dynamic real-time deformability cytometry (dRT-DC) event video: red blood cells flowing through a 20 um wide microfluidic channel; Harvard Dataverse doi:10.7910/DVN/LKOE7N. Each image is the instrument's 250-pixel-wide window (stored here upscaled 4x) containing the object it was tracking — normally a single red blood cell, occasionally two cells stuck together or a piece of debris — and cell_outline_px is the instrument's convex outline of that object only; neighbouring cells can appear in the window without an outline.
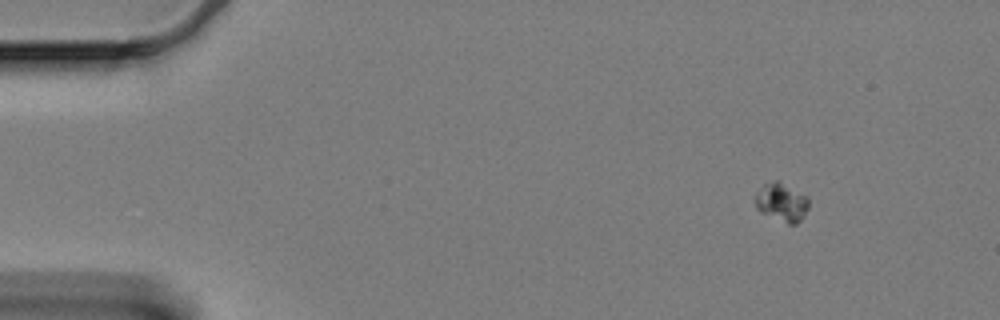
{"species": "Egyptian fruit bat (a non-hibernating species)", "species_latin": "Rousettus aegyptiacus", "temperature_condition": "cold", "stored_images_in_passage": 55, "camera_frame_rate_fps": 3000, "um_per_image_px": 0.085, "animal": {"sex": "female"}, "frame": {"image": 1, "passage_image": 1, "time_ms": 0.0, "image_size_px": [1000, 320], "cell_outline_px": [[808, 208], [800, 220], [796, 224], [788, 224], [760, 212], [756, 208], [756, 192], [764, 184], [776, 180], [780, 180], [804, 196], [808, 200]], "centroid_in_image_um": [66.41, 17.19], "position_along_channel_um": 18.6, "area_um2": 11.73}}
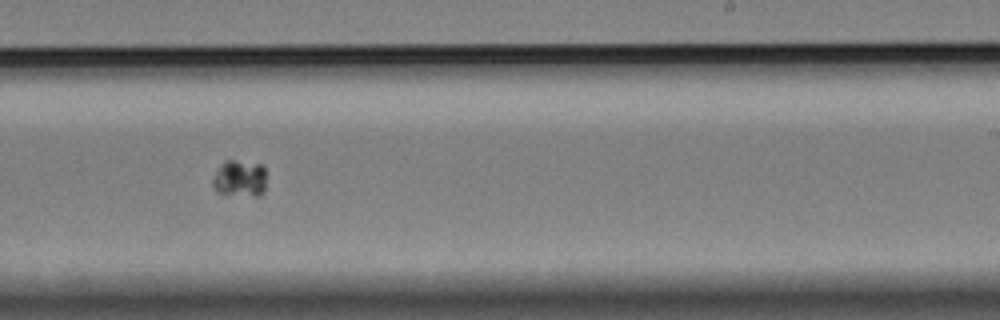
{"frame": {"image": 2, "passage_image": 32, "time_ms": 10.333, "image_size_px": [1000, 320], "cell_outline_px": [[264, 192], [260, 196], [252, 196], [216, 192], [212, 184], [212, 180], [216, 172], [224, 160], [232, 160], [260, 164], [264, 168]], "centroid_in_image_um": [20.36, 15.17], "position_along_channel_um": 268.6, "area_um2": 11.33}}
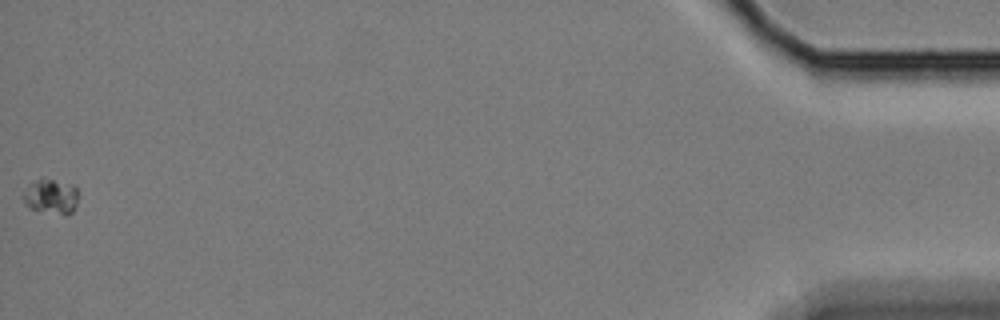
{"frame": {"image": 3, "passage_image": 55, "time_ms": 18.0, "image_size_px": [1000, 320], "cell_outline_px": [[76, 204], [72, 212], [68, 216], [64, 216], [28, 208], [24, 204], [20, 196], [40, 176], [72, 184], [76, 188]], "centroid_in_image_um": [4.31, 16.71], "position_along_channel_um": 430.9, "area_um2": 11.44}}